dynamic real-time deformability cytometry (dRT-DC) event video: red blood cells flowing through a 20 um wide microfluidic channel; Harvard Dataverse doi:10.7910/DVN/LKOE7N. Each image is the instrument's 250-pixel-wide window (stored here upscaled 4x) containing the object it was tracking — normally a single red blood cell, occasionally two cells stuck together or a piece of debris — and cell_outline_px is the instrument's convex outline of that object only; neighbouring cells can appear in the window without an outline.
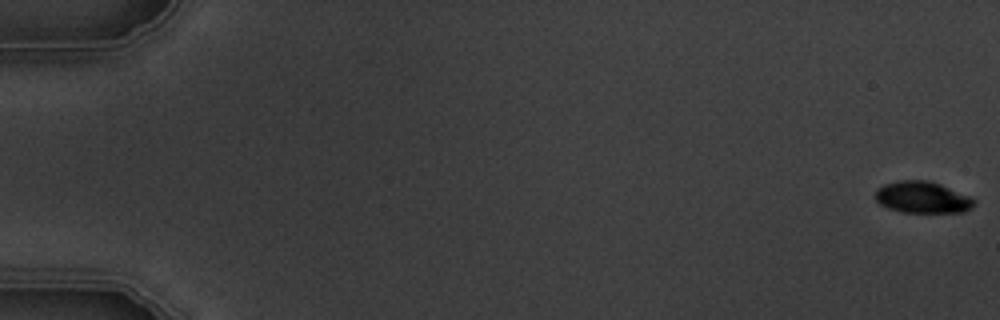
{"species": "common noctule bat (a hibernating species)", "species_latin": "Nyctalus noctula", "temperature_condition": "warm", "stored_images_in_passage": 9, "camera_frame_rate_fps": 3000, "um_per_image_px": 0.085, "animal": {"sex": "male", "body_mass_g": 19.5, "forearm_length_mm": 54.6}, "frame": {"image": 1, "passage_image": 1, "time_ms": 0.0, "image_size_px": [1000, 320], "cell_outline_px": [[976, 204], [972, 208], [964, 212], [900, 212], [888, 208], [880, 204], [876, 200], [876, 188], [884, 184], [900, 180], [928, 180], [940, 184], [968, 196], [976, 200]], "centroid_in_image_um": [78.4, 16.77], "position_along_channel_um": 6.6, "area_um2": 18.21}}
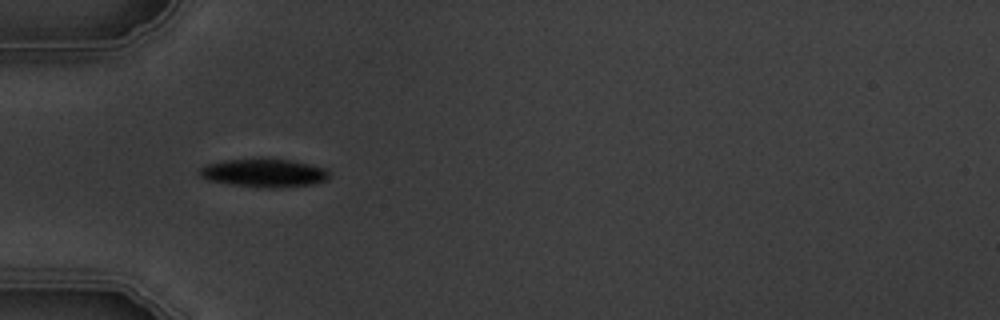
{"frame": {"image": 2, "passage_image": 6, "time_ms": 6.0, "image_size_px": [1000, 320], "cell_outline_px": [[328, 180], [316, 184], [276, 188], [268, 188], [232, 184], [208, 180], [200, 176], [196, 172], [204, 164], [224, 160], [260, 156], [292, 160], [312, 164], [328, 168]], "centroid_in_image_um": [22.45, 14.66], "position_along_channel_um": 62.6, "area_um2": 22.31}}